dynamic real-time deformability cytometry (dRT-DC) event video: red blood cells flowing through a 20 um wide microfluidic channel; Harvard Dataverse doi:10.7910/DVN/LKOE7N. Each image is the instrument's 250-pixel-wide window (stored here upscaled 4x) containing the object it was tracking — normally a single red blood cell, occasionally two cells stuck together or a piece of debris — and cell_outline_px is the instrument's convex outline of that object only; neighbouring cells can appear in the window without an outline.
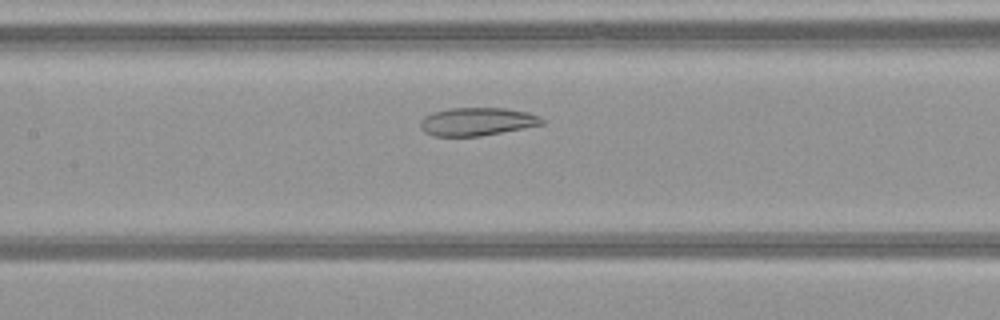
{"species": "common noctule bat (a hibernating species)", "species_latin": "Nyctalus noctula", "temperature_condition": "warm", "stored_images_in_passage": 45, "camera_frame_rate_fps": 3000, "um_per_image_px": 0.085, "animal": {"sex": "female", "body_mass_g": 21.9}, "frame": {"image": 1, "passage_image": 18, "time_ms": 5.667, "image_size_px": [1000, 320], "cell_outline_px": [[544, 124], [524, 128], [480, 136], [432, 136], [424, 132], [420, 128], [420, 120], [424, 116], [432, 112], [448, 108], [504, 108], [528, 112], [540, 116], [544, 120]], "centroid_in_image_um": [40.52, 10.33], "position_along_channel_um": 166.9, "area_um2": 20.06}}
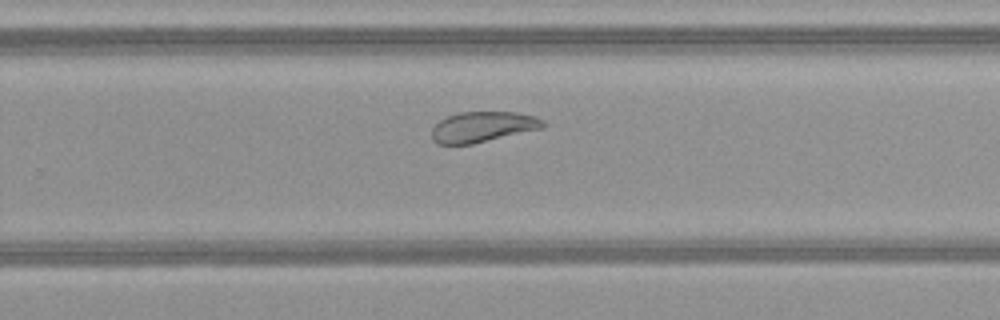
{"frame": {"image": 2, "passage_image": 27, "time_ms": 8.667, "image_size_px": [1000, 320], "cell_outline_px": [[544, 128], [472, 144], [436, 144], [432, 140], [432, 128], [440, 120], [448, 116], [460, 112], [516, 112], [536, 116], [544, 120]], "centroid_in_image_um": [41.04, 10.78], "position_along_channel_um": 288.8, "area_um2": 19.83}}
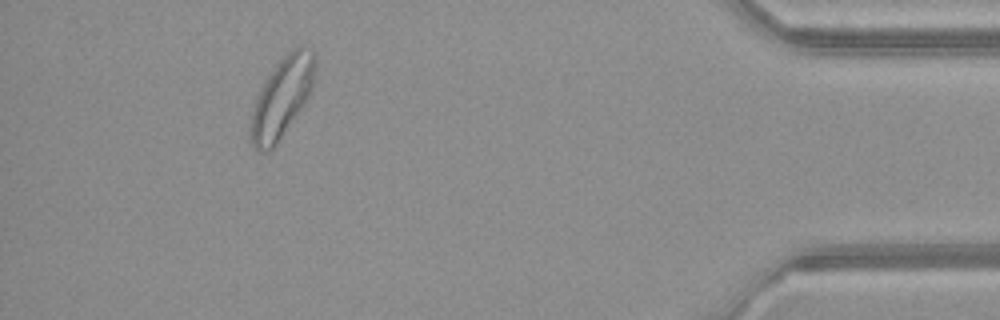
{"frame": {"image": 3, "passage_image": 40, "time_ms": 13.0, "image_size_px": [1000, 320], "cell_outline_px": [[316, 68], [312, 88], [304, 104], [276, 144], [268, 152], [260, 152], [252, 144], [248, 136], [248, 128], [256, 96], [260, 88], [276, 64], [296, 44], [300, 44], [312, 48], [316, 56]], "centroid_in_image_um": [23.96, 8.25], "position_along_channel_um": 411.2, "area_um2": 30.35}, "authors_computed_cell_mechanics": {"area_um2": 25.3742, "velocity_mm_per_s": 4.0825, "shape_relaxation_time_tau1_ms": 9.4145, "shape_relaxation_time_tau2_ms": 1.6081, "deformation_change_tau1": 0.1893, "deformation_change_tau2": 0.0869}}